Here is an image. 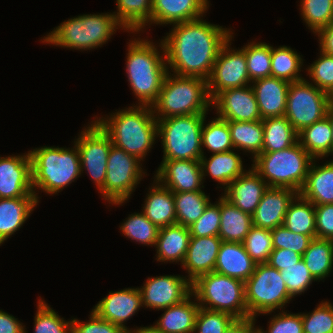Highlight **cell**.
Listing matches in <instances>:
<instances>
[{
    "mask_svg": "<svg viewBox=\"0 0 333 333\" xmlns=\"http://www.w3.org/2000/svg\"><path fill=\"white\" fill-rule=\"evenodd\" d=\"M143 307L142 297L138 288H125L109 294L102 298L92 309L100 318L109 321L128 331L125 325L139 309Z\"/></svg>",
    "mask_w": 333,
    "mask_h": 333,
    "instance_id": "d6986e66",
    "label": "cell"
},
{
    "mask_svg": "<svg viewBox=\"0 0 333 333\" xmlns=\"http://www.w3.org/2000/svg\"><path fill=\"white\" fill-rule=\"evenodd\" d=\"M81 131L74 143L78 147L81 173L86 169L99 191L104 187L107 159L112 146L110 136L94 120Z\"/></svg>",
    "mask_w": 333,
    "mask_h": 333,
    "instance_id": "4fadbf2b",
    "label": "cell"
},
{
    "mask_svg": "<svg viewBox=\"0 0 333 333\" xmlns=\"http://www.w3.org/2000/svg\"><path fill=\"white\" fill-rule=\"evenodd\" d=\"M220 228V198L209 203L204 213L189 226L191 237L218 236Z\"/></svg>",
    "mask_w": 333,
    "mask_h": 333,
    "instance_id": "f907efd6",
    "label": "cell"
},
{
    "mask_svg": "<svg viewBox=\"0 0 333 333\" xmlns=\"http://www.w3.org/2000/svg\"><path fill=\"white\" fill-rule=\"evenodd\" d=\"M34 333H72V321L61 318L43 299H38Z\"/></svg>",
    "mask_w": 333,
    "mask_h": 333,
    "instance_id": "bcb514c9",
    "label": "cell"
},
{
    "mask_svg": "<svg viewBox=\"0 0 333 333\" xmlns=\"http://www.w3.org/2000/svg\"><path fill=\"white\" fill-rule=\"evenodd\" d=\"M292 298L280 271L267 263L257 264L253 274L245 281L248 318L283 309Z\"/></svg>",
    "mask_w": 333,
    "mask_h": 333,
    "instance_id": "30bf717a",
    "label": "cell"
},
{
    "mask_svg": "<svg viewBox=\"0 0 333 333\" xmlns=\"http://www.w3.org/2000/svg\"><path fill=\"white\" fill-rule=\"evenodd\" d=\"M118 28L123 29L113 13L83 14L64 21L41 41L63 48L91 50L102 47Z\"/></svg>",
    "mask_w": 333,
    "mask_h": 333,
    "instance_id": "8992f818",
    "label": "cell"
},
{
    "mask_svg": "<svg viewBox=\"0 0 333 333\" xmlns=\"http://www.w3.org/2000/svg\"><path fill=\"white\" fill-rule=\"evenodd\" d=\"M72 319V333H127L122 327L100 318L93 310L90 320L85 323L76 318Z\"/></svg>",
    "mask_w": 333,
    "mask_h": 333,
    "instance_id": "11a10c76",
    "label": "cell"
},
{
    "mask_svg": "<svg viewBox=\"0 0 333 333\" xmlns=\"http://www.w3.org/2000/svg\"><path fill=\"white\" fill-rule=\"evenodd\" d=\"M317 238L333 240V204L315 205Z\"/></svg>",
    "mask_w": 333,
    "mask_h": 333,
    "instance_id": "9f6ffc18",
    "label": "cell"
},
{
    "mask_svg": "<svg viewBox=\"0 0 333 333\" xmlns=\"http://www.w3.org/2000/svg\"><path fill=\"white\" fill-rule=\"evenodd\" d=\"M206 114H191L157 120L158 136L163 147L162 160H200L202 125Z\"/></svg>",
    "mask_w": 333,
    "mask_h": 333,
    "instance_id": "9c48e42d",
    "label": "cell"
},
{
    "mask_svg": "<svg viewBox=\"0 0 333 333\" xmlns=\"http://www.w3.org/2000/svg\"><path fill=\"white\" fill-rule=\"evenodd\" d=\"M314 158L299 194L314 205L333 204V160L316 166Z\"/></svg>",
    "mask_w": 333,
    "mask_h": 333,
    "instance_id": "f1b7e54d",
    "label": "cell"
},
{
    "mask_svg": "<svg viewBox=\"0 0 333 333\" xmlns=\"http://www.w3.org/2000/svg\"><path fill=\"white\" fill-rule=\"evenodd\" d=\"M314 85L325 92L333 86V56L320 51L319 58L306 69Z\"/></svg>",
    "mask_w": 333,
    "mask_h": 333,
    "instance_id": "f5cc1de1",
    "label": "cell"
},
{
    "mask_svg": "<svg viewBox=\"0 0 333 333\" xmlns=\"http://www.w3.org/2000/svg\"><path fill=\"white\" fill-rule=\"evenodd\" d=\"M208 0H152L151 24H176L203 17Z\"/></svg>",
    "mask_w": 333,
    "mask_h": 333,
    "instance_id": "cb8c5ba5",
    "label": "cell"
},
{
    "mask_svg": "<svg viewBox=\"0 0 333 333\" xmlns=\"http://www.w3.org/2000/svg\"><path fill=\"white\" fill-rule=\"evenodd\" d=\"M116 4L117 12L113 14L123 30L135 33L151 25L152 0H116Z\"/></svg>",
    "mask_w": 333,
    "mask_h": 333,
    "instance_id": "d590c367",
    "label": "cell"
},
{
    "mask_svg": "<svg viewBox=\"0 0 333 333\" xmlns=\"http://www.w3.org/2000/svg\"><path fill=\"white\" fill-rule=\"evenodd\" d=\"M159 47L162 52L153 42L140 38L128 43L126 74L139 106H152L156 102L168 72L162 40Z\"/></svg>",
    "mask_w": 333,
    "mask_h": 333,
    "instance_id": "3957f363",
    "label": "cell"
},
{
    "mask_svg": "<svg viewBox=\"0 0 333 333\" xmlns=\"http://www.w3.org/2000/svg\"><path fill=\"white\" fill-rule=\"evenodd\" d=\"M235 319L229 313L200 307L193 333H224Z\"/></svg>",
    "mask_w": 333,
    "mask_h": 333,
    "instance_id": "681fc988",
    "label": "cell"
},
{
    "mask_svg": "<svg viewBox=\"0 0 333 333\" xmlns=\"http://www.w3.org/2000/svg\"><path fill=\"white\" fill-rule=\"evenodd\" d=\"M302 256L290 249H273L267 264L281 271L285 267L296 264Z\"/></svg>",
    "mask_w": 333,
    "mask_h": 333,
    "instance_id": "6f0895ef",
    "label": "cell"
},
{
    "mask_svg": "<svg viewBox=\"0 0 333 333\" xmlns=\"http://www.w3.org/2000/svg\"><path fill=\"white\" fill-rule=\"evenodd\" d=\"M283 225L294 233L316 238L315 205L298 193L288 206Z\"/></svg>",
    "mask_w": 333,
    "mask_h": 333,
    "instance_id": "836d02e7",
    "label": "cell"
},
{
    "mask_svg": "<svg viewBox=\"0 0 333 333\" xmlns=\"http://www.w3.org/2000/svg\"><path fill=\"white\" fill-rule=\"evenodd\" d=\"M210 198L202 190L174 192L176 224L189 227L204 213Z\"/></svg>",
    "mask_w": 333,
    "mask_h": 333,
    "instance_id": "f35d334b",
    "label": "cell"
},
{
    "mask_svg": "<svg viewBox=\"0 0 333 333\" xmlns=\"http://www.w3.org/2000/svg\"><path fill=\"white\" fill-rule=\"evenodd\" d=\"M154 177L172 192H194L204 187L200 160H162Z\"/></svg>",
    "mask_w": 333,
    "mask_h": 333,
    "instance_id": "ac0fdd59",
    "label": "cell"
},
{
    "mask_svg": "<svg viewBox=\"0 0 333 333\" xmlns=\"http://www.w3.org/2000/svg\"><path fill=\"white\" fill-rule=\"evenodd\" d=\"M191 238L189 227L181 224L159 228L156 241V260L159 262H184Z\"/></svg>",
    "mask_w": 333,
    "mask_h": 333,
    "instance_id": "83f0119b",
    "label": "cell"
},
{
    "mask_svg": "<svg viewBox=\"0 0 333 333\" xmlns=\"http://www.w3.org/2000/svg\"><path fill=\"white\" fill-rule=\"evenodd\" d=\"M315 34L319 37L320 51L333 56V21Z\"/></svg>",
    "mask_w": 333,
    "mask_h": 333,
    "instance_id": "91938a15",
    "label": "cell"
},
{
    "mask_svg": "<svg viewBox=\"0 0 333 333\" xmlns=\"http://www.w3.org/2000/svg\"><path fill=\"white\" fill-rule=\"evenodd\" d=\"M242 244L255 263H267L273 251L271 230L252 226Z\"/></svg>",
    "mask_w": 333,
    "mask_h": 333,
    "instance_id": "f6af8a7d",
    "label": "cell"
},
{
    "mask_svg": "<svg viewBox=\"0 0 333 333\" xmlns=\"http://www.w3.org/2000/svg\"><path fill=\"white\" fill-rule=\"evenodd\" d=\"M313 160L314 158L297 141L283 150L260 153L253 160L252 168L268 187L291 188L299 193Z\"/></svg>",
    "mask_w": 333,
    "mask_h": 333,
    "instance_id": "52a82bcc",
    "label": "cell"
},
{
    "mask_svg": "<svg viewBox=\"0 0 333 333\" xmlns=\"http://www.w3.org/2000/svg\"><path fill=\"white\" fill-rule=\"evenodd\" d=\"M141 287L143 307L158 311L180 303L192 293V283L180 275L148 277Z\"/></svg>",
    "mask_w": 333,
    "mask_h": 333,
    "instance_id": "9a60e30c",
    "label": "cell"
},
{
    "mask_svg": "<svg viewBox=\"0 0 333 333\" xmlns=\"http://www.w3.org/2000/svg\"><path fill=\"white\" fill-rule=\"evenodd\" d=\"M141 160L112 144L108 159L104 187L101 196L112 205L126 202L145 175ZM144 174V175H143Z\"/></svg>",
    "mask_w": 333,
    "mask_h": 333,
    "instance_id": "8fae6325",
    "label": "cell"
},
{
    "mask_svg": "<svg viewBox=\"0 0 333 333\" xmlns=\"http://www.w3.org/2000/svg\"><path fill=\"white\" fill-rule=\"evenodd\" d=\"M297 194L291 188L268 187L252 214V225L267 230L283 225L288 206Z\"/></svg>",
    "mask_w": 333,
    "mask_h": 333,
    "instance_id": "ffe728a7",
    "label": "cell"
},
{
    "mask_svg": "<svg viewBox=\"0 0 333 333\" xmlns=\"http://www.w3.org/2000/svg\"><path fill=\"white\" fill-rule=\"evenodd\" d=\"M233 34L232 32L230 39L221 47L207 80L211 100L226 89L251 85L245 52L239 48L232 50L230 47Z\"/></svg>",
    "mask_w": 333,
    "mask_h": 333,
    "instance_id": "5bb4252c",
    "label": "cell"
},
{
    "mask_svg": "<svg viewBox=\"0 0 333 333\" xmlns=\"http://www.w3.org/2000/svg\"><path fill=\"white\" fill-rule=\"evenodd\" d=\"M232 31L210 24L203 18L173 24L162 43L167 70L179 76L198 77L206 81L221 47L230 39Z\"/></svg>",
    "mask_w": 333,
    "mask_h": 333,
    "instance_id": "6da1fadb",
    "label": "cell"
},
{
    "mask_svg": "<svg viewBox=\"0 0 333 333\" xmlns=\"http://www.w3.org/2000/svg\"><path fill=\"white\" fill-rule=\"evenodd\" d=\"M303 21L313 33L333 21V0H300Z\"/></svg>",
    "mask_w": 333,
    "mask_h": 333,
    "instance_id": "ee69618b",
    "label": "cell"
},
{
    "mask_svg": "<svg viewBox=\"0 0 333 333\" xmlns=\"http://www.w3.org/2000/svg\"><path fill=\"white\" fill-rule=\"evenodd\" d=\"M302 259L317 281L324 280L333 268V240L313 238Z\"/></svg>",
    "mask_w": 333,
    "mask_h": 333,
    "instance_id": "74e56055",
    "label": "cell"
},
{
    "mask_svg": "<svg viewBox=\"0 0 333 333\" xmlns=\"http://www.w3.org/2000/svg\"><path fill=\"white\" fill-rule=\"evenodd\" d=\"M205 121L204 119L202 125V146L213 154L234 150L228 122L219 117L214 118L206 125Z\"/></svg>",
    "mask_w": 333,
    "mask_h": 333,
    "instance_id": "b9f144b4",
    "label": "cell"
},
{
    "mask_svg": "<svg viewBox=\"0 0 333 333\" xmlns=\"http://www.w3.org/2000/svg\"><path fill=\"white\" fill-rule=\"evenodd\" d=\"M123 235L144 245L155 247L159 228L144 214L133 213L119 226Z\"/></svg>",
    "mask_w": 333,
    "mask_h": 333,
    "instance_id": "7bdbcfd3",
    "label": "cell"
},
{
    "mask_svg": "<svg viewBox=\"0 0 333 333\" xmlns=\"http://www.w3.org/2000/svg\"><path fill=\"white\" fill-rule=\"evenodd\" d=\"M154 179L155 184L149 187L142 212L158 228L176 224L174 192Z\"/></svg>",
    "mask_w": 333,
    "mask_h": 333,
    "instance_id": "4316f807",
    "label": "cell"
},
{
    "mask_svg": "<svg viewBox=\"0 0 333 333\" xmlns=\"http://www.w3.org/2000/svg\"><path fill=\"white\" fill-rule=\"evenodd\" d=\"M127 333H164L163 331L159 330L155 325L153 326H146L136 328L135 330L129 329Z\"/></svg>",
    "mask_w": 333,
    "mask_h": 333,
    "instance_id": "6125c7cd",
    "label": "cell"
},
{
    "mask_svg": "<svg viewBox=\"0 0 333 333\" xmlns=\"http://www.w3.org/2000/svg\"><path fill=\"white\" fill-rule=\"evenodd\" d=\"M31 157L32 188L46 194H58L81 175V163L78 147H40L29 151Z\"/></svg>",
    "mask_w": 333,
    "mask_h": 333,
    "instance_id": "277c9868",
    "label": "cell"
},
{
    "mask_svg": "<svg viewBox=\"0 0 333 333\" xmlns=\"http://www.w3.org/2000/svg\"><path fill=\"white\" fill-rule=\"evenodd\" d=\"M298 141L313 158L332 154V126L328 116L301 130Z\"/></svg>",
    "mask_w": 333,
    "mask_h": 333,
    "instance_id": "d6a6232c",
    "label": "cell"
},
{
    "mask_svg": "<svg viewBox=\"0 0 333 333\" xmlns=\"http://www.w3.org/2000/svg\"><path fill=\"white\" fill-rule=\"evenodd\" d=\"M234 150L251 153L254 160L263 148L264 127L262 120L241 122L227 121Z\"/></svg>",
    "mask_w": 333,
    "mask_h": 333,
    "instance_id": "e575fe53",
    "label": "cell"
},
{
    "mask_svg": "<svg viewBox=\"0 0 333 333\" xmlns=\"http://www.w3.org/2000/svg\"><path fill=\"white\" fill-rule=\"evenodd\" d=\"M252 226V215L243 212L221 196L218 236L222 241L242 243Z\"/></svg>",
    "mask_w": 333,
    "mask_h": 333,
    "instance_id": "1f68e13d",
    "label": "cell"
},
{
    "mask_svg": "<svg viewBox=\"0 0 333 333\" xmlns=\"http://www.w3.org/2000/svg\"><path fill=\"white\" fill-rule=\"evenodd\" d=\"M268 323V331L257 327L259 333H303L301 313L291 314L282 310Z\"/></svg>",
    "mask_w": 333,
    "mask_h": 333,
    "instance_id": "db71d44e",
    "label": "cell"
},
{
    "mask_svg": "<svg viewBox=\"0 0 333 333\" xmlns=\"http://www.w3.org/2000/svg\"><path fill=\"white\" fill-rule=\"evenodd\" d=\"M113 114L94 120L110 136L114 146L144 161L158 137L157 119L152 107L133 105Z\"/></svg>",
    "mask_w": 333,
    "mask_h": 333,
    "instance_id": "7a4b0ae2",
    "label": "cell"
},
{
    "mask_svg": "<svg viewBox=\"0 0 333 333\" xmlns=\"http://www.w3.org/2000/svg\"><path fill=\"white\" fill-rule=\"evenodd\" d=\"M251 83L262 120L285 116L290 82L269 76Z\"/></svg>",
    "mask_w": 333,
    "mask_h": 333,
    "instance_id": "603a6c76",
    "label": "cell"
},
{
    "mask_svg": "<svg viewBox=\"0 0 333 333\" xmlns=\"http://www.w3.org/2000/svg\"><path fill=\"white\" fill-rule=\"evenodd\" d=\"M37 205L35 193L27 197L0 198V246L23 226Z\"/></svg>",
    "mask_w": 333,
    "mask_h": 333,
    "instance_id": "484cf974",
    "label": "cell"
},
{
    "mask_svg": "<svg viewBox=\"0 0 333 333\" xmlns=\"http://www.w3.org/2000/svg\"><path fill=\"white\" fill-rule=\"evenodd\" d=\"M233 151L214 153L208 160L203 155L200 159L203 181L205 176L209 175L225 189V186L243 174L246 170L243 168L241 156Z\"/></svg>",
    "mask_w": 333,
    "mask_h": 333,
    "instance_id": "f546056e",
    "label": "cell"
},
{
    "mask_svg": "<svg viewBox=\"0 0 333 333\" xmlns=\"http://www.w3.org/2000/svg\"><path fill=\"white\" fill-rule=\"evenodd\" d=\"M222 240L219 236L191 237L182 267L192 283L197 277L214 272Z\"/></svg>",
    "mask_w": 333,
    "mask_h": 333,
    "instance_id": "7402d4cb",
    "label": "cell"
},
{
    "mask_svg": "<svg viewBox=\"0 0 333 333\" xmlns=\"http://www.w3.org/2000/svg\"><path fill=\"white\" fill-rule=\"evenodd\" d=\"M280 273L292 297L301 295L307 291L313 281H317L306 267L303 259H300L296 264L285 267Z\"/></svg>",
    "mask_w": 333,
    "mask_h": 333,
    "instance_id": "c3c4849f",
    "label": "cell"
},
{
    "mask_svg": "<svg viewBox=\"0 0 333 333\" xmlns=\"http://www.w3.org/2000/svg\"><path fill=\"white\" fill-rule=\"evenodd\" d=\"M31 193L34 191L29 151L0 157V198L27 197Z\"/></svg>",
    "mask_w": 333,
    "mask_h": 333,
    "instance_id": "e0dca14e",
    "label": "cell"
},
{
    "mask_svg": "<svg viewBox=\"0 0 333 333\" xmlns=\"http://www.w3.org/2000/svg\"><path fill=\"white\" fill-rule=\"evenodd\" d=\"M192 294L200 307L231 314L236 319L248 318L245 282L210 272L192 282Z\"/></svg>",
    "mask_w": 333,
    "mask_h": 333,
    "instance_id": "ba28073f",
    "label": "cell"
},
{
    "mask_svg": "<svg viewBox=\"0 0 333 333\" xmlns=\"http://www.w3.org/2000/svg\"><path fill=\"white\" fill-rule=\"evenodd\" d=\"M305 78L290 83L285 117L299 133L327 116L329 107L326 92Z\"/></svg>",
    "mask_w": 333,
    "mask_h": 333,
    "instance_id": "7c38bea8",
    "label": "cell"
},
{
    "mask_svg": "<svg viewBox=\"0 0 333 333\" xmlns=\"http://www.w3.org/2000/svg\"><path fill=\"white\" fill-rule=\"evenodd\" d=\"M0 333H26L25 326L13 315L0 310Z\"/></svg>",
    "mask_w": 333,
    "mask_h": 333,
    "instance_id": "680465c9",
    "label": "cell"
},
{
    "mask_svg": "<svg viewBox=\"0 0 333 333\" xmlns=\"http://www.w3.org/2000/svg\"><path fill=\"white\" fill-rule=\"evenodd\" d=\"M256 265L242 243L222 241L214 272L245 282L253 274Z\"/></svg>",
    "mask_w": 333,
    "mask_h": 333,
    "instance_id": "d4e9b609",
    "label": "cell"
},
{
    "mask_svg": "<svg viewBox=\"0 0 333 333\" xmlns=\"http://www.w3.org/2000/svg\"><path fill=\"white\" fill-rule=\"evenodd\" d=\"M192 297L191 293L180 303L161 309L164 313L155 326L164 333H193L200 306L195 300L191 301Z\"/></svg>",
    "mask_w": 333,
    "mask_h": 333,
    "instance_id": "4dcf8cb0",
    "label": "cell"
},
{
    "mask_svg": "<svg viewBox=\"0 0 333 333\" xmlns=\"http://www.w3.org/2000/svg\"><path fill=\"white\" fill-rule=\"evenodd\" d=\"M255 318L235 319L224 333H255Z\"/></svg>",
    "mask_w": 333,
    "mask_h": 333,
    "instance_id": "94428289",
    "label": "cell"
},
{
    "mask_svg": "<svg viewBox=\"0 0 333 333\" xmlns=\"http://www.w3.org/2000/svg\"><path fill=\"white\" fill-rule=\"evenodd\" d=\"M303 333H333V305L322 302L308 314L301 313Z\"/></svg>",
    "mask_w": 333,
    "mask_h": 333,
    "instance_id": "7dc6e473",
    "label": "cell"
},
{
    "mask_svg": "<svg viewBox=\"0 0 333 333\" xmlns=\"http://www.w3.org/2000/svg\"><path fill=\"white\" fill-rule=\"evenodd\" d=\"M267 188V183L251 167L225 187L222 196L235 207L252 215Z\"/></svg>",
    "mask_w": 333,
    "mask_h": 333,
    "instance_id": "44dd1931",
    "label": "cell"
},
{
    "mask_svg": "<svg viewBox=\"0 0 333 333\" xmlns=\"http://www.w3.org/2000/svg\"><path fill=\"white\" fill-rule=\"evenodd\" d=\"M329 104H333V86L326 92Z\"/></svg>",
    "mask_w": 333,
    "mask_h": 333,
    "instance_id": "e7e4bbea",
    "label": "cell"
},
{
    "mask_svg": "<svg viewBox=\"0 0 333 333\" xmlns=\"http://www.w3.org/2000/svg\"><path fill=\"white\" fill-rule=\"evenodd\" d=\"M245 52L250 81L271 76V46L265 42H250L241 48Z\"/></svg>",
    "mask_w": 333,
    "mask_h": 333,
    "instance_id": "60d3db41",
    "label": "cell"
},
{
    "mask_svg": "<svg viewBox=\"0 0 333 333\" xmlns=\"http://www.w3.org/2000/svg\"><path fill=\"white\" fill-rule=\"evenodd\" d=\"M173 76V77H172ZM212 100L207 81L198 77L179 76L167 72L158 99L151 106L155 118L208 114Z\"/></svg>",
    "mask_w": 333,
    "mask_h": 333,
    "instance_id": "5b68a950",
    "label": "cell"
},
{
    "mask_svg": "<svg viewBox=\"0 0 333 333\" xmlns=\"http://www.w3.org/2000/svg\"><path fill=\"white\" fill-rule=\"evenodd\" d=\"M273 249H290L301 256L309 246L312 238L308 235L294 233L284 225L271 230Z\"/></svg>",
    "mask_w": 333,
    "mask_h": 333,
    "instance_id": "816d5d0a",
    "label": "cell"
},
{
    "mask_svg": "<svg viewBox=\"0 0 333 333\" xmlns=\"http://www.w3.org/2000/svg\"><path fill=\"white\" fill-rule=\"evenodd\" d=\"M264 127L262 152H276L298 141V133L285 116L262 120Z\"/></svg>",
    "mask_w": 333,
    "mask_h": 333,
    "instance_id": "8d00e7d4",
    "label": "cell"
},
{
    "mask_svg": "<svg viewBox=\"0 0 333 333\" xmlns=\"http://www.w3.org/2000/svg\"><path fill=\"white\" fill-rule=\"evenodd\" d=\"M327 116L332 126V154H333V104H329Z\"/></svg>",
    "mask_w": 333,
    "mask_h": 333,
    "instance_id": "be15d7a7",
    "label": "cell"
},
{
    "mask_svg": "<svg viewBox=\"0 0 333 333\" xmlns=\"http://www.w3.org/2000/svg\"><path fill=\"white\" fill-rule=\"evenodd\" d=\"M303 60L288 46H271V76L290 83L304 79L300 76Z\"/></svg>",
    "mask_w": 333,
    "mask_h": 333,
    "instance_id": "ab89813d",
    "label": "cell"
},
{
    "mask_svg": "<svg viewBox=\"0 0 333 333\" xmlns=\"http://www.w3.org/2000/svg\"><path fill=\"white\" fill-rule=\"evenodd\" d=\"M217 117L226 121L250 122L262 120L251 85L226 89L213 100Z\"/></svg>",
    "mask_w": 333,
    "mask_h": 333,
    "instance_id": "2e32d148",
    "label": "cell"
}]
</instances>
